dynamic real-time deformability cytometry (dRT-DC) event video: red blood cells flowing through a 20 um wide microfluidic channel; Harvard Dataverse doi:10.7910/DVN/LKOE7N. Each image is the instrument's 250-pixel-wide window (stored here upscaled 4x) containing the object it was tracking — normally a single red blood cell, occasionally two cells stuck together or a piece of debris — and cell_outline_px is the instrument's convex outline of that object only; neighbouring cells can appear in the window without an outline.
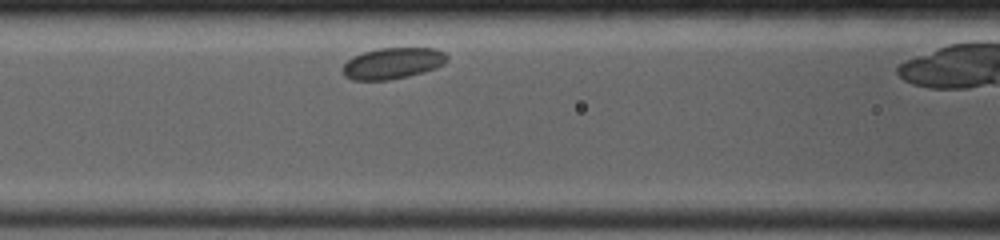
{"species": "common noctule bat (a hibernating species)", "species_latin": "Nyctalus noctula", "temperature_condition": "room temperature", "stored_images_in_passage": 8, "camera_frame_rate_fps": 4000, "um_per_image_px": 0.085, "animal": {"sex": "female", "body_mass_g": 19.0, "forearm_length_mm": 53.3}, "frame": {"image": 1, "passage_image": 3, "time_ms": 1.5, "image_size_px": [1000, 240], "cell_outline_px": [[448, 60], [444, 64], [436, 68], [424, 72], [408, 76], [388, 80], [352, 80], [344, 76], [340, 68], [352, 56], [364, 52], [380, 48], [436, 48], [444, 52], [448, 56]], "centroid_in_image_um": [33.37, 5.38], "position_along_channel_um": 133.2, "area_um2": 19.19}}
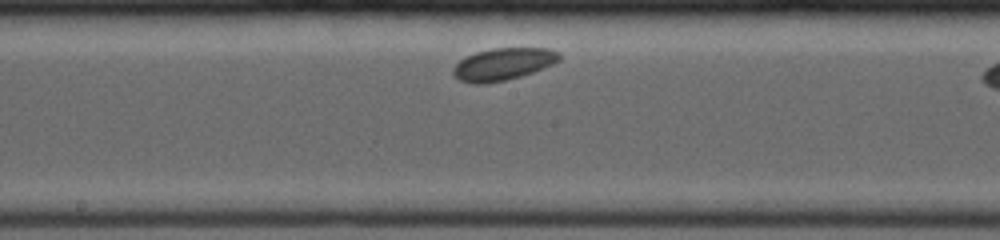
{"frame": {"image": 2, "passage_image": 6, "time_ms": 3.5, "image_size_px": [1000, 240], "cell_outline_px": [[560, 60], [552, 64], [532, 72], [520, 76], [504, 80], [484, 84], [472, 84], [460, 80], [452, 76], [452, 68], [460, 60], [476, 52], [492, 48], [548, 48], [560, 52]], "centroid_in_image_um": [42.74, 5.45], "position_along_channel_um": 205.5, "area_um2": 19.88}}
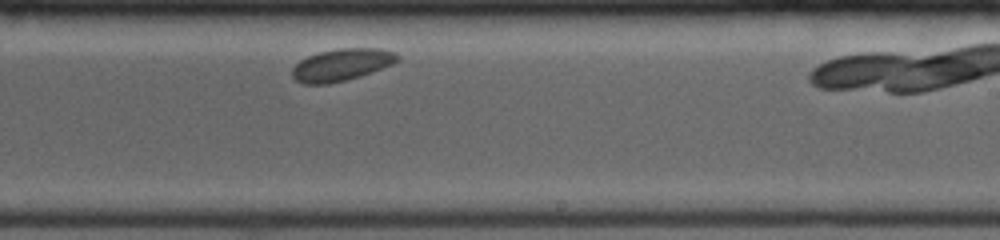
{"frame": {"image": 3, "passage_image": 8, "time_ms": 5.0, "image_size_px": [1000, 240], "cell_outline_px": [[400, 56], [392, 64], [372, 72], [360, 76], [328, 84], [304, 84], [296, 80], [292, 76], [292, 68], [300, 60], [308, 56], [320, 52], [340, 48], [380, 48], [396, 52]], "centroid_in_image_um": [29.03, 5.5], "position_along_channel_um": 260.0, "area_um2": 19.59}}